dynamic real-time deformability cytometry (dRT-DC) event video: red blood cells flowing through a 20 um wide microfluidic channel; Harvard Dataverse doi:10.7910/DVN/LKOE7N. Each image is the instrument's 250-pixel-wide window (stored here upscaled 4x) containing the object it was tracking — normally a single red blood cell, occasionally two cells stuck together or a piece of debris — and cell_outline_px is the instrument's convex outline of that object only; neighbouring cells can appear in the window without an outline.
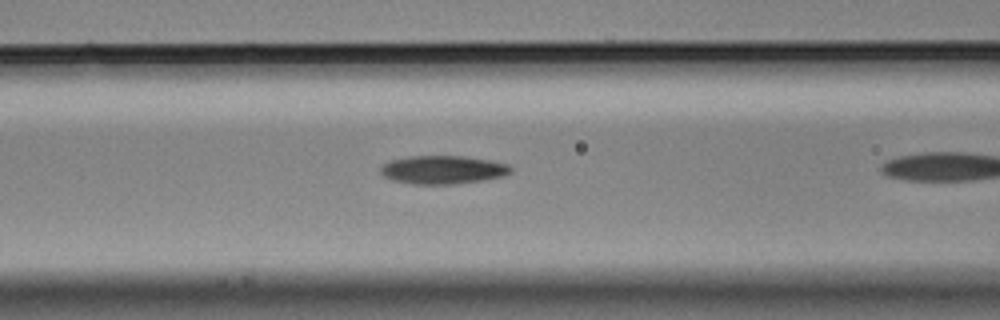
{"species": "Egyptian fruit bat (a non-hibernating species)", "species_latin": "Rousettus aegyptiacus", "temperature_condition": "cold", "stored_images_in_passage": 26, "camera_frame_rate_fps": 3000, "um_per_image_px": 0.085, "animal": {"sex": "male"}, "frame": {"image": 1, "passage_image": 4, "time_ms": 1.0, "image_size_px": [1000, 320], "cell_outline_px": [[512, 172], [504, 176], [484, 180], [456, 184], [412, 184], [392, 180], [384, 176], [380, 172], [380, 168], [388, 160], [408, 156], [464, 156], [488, 160], [508, 164], [512, 168]], "centroid_in_image_um": [37.63, 14.43], "position_along_channel_um": 129.0, "area_um2": 21.68}}
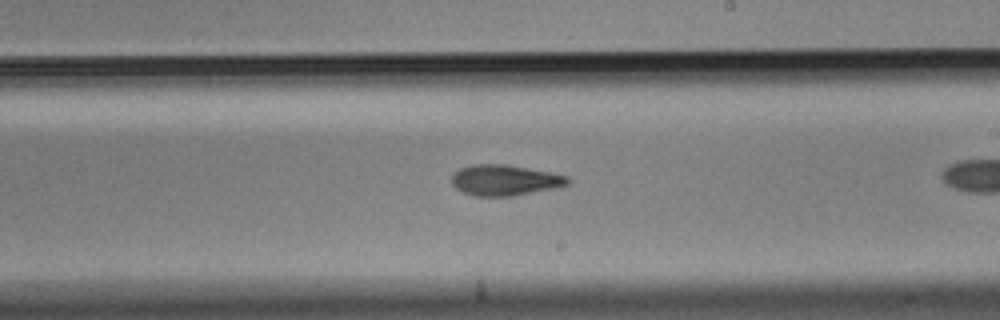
{"frame": {"image": 2, "passage_image": 14, "time_ms": 4.333, "image_size_px": [1000, 320], "cell_outline_px": [[572, 180], [568, 184], [560, 188], [516, 196], [472, 196], [456, 188], [452, 184], [452, 172], [460, 168], [472, 164], [504, 164], [552, 172], [568, 176]], "centroid_in_image_um": [42.96, 15.32], "position_along_channel_um": 246.0, "area_um2": 21.27}}
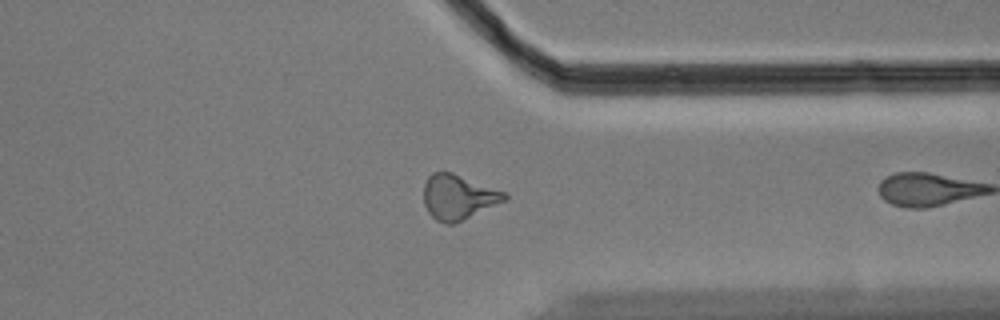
{"frame": {"image": 3, "passage_image": 25, "time_ms": 8.0, "image_size_px": [1000, 320], "cell_outline_px": [[508, 200], [452, 224], [444, 224], [436, 220], [428, 212], [424, 204], [424, 184], [428, 176], [432, 172], [452, 172], [508, 192]], "centroid_in_image_um": [38.98, 16.73], "position_along_channel_um": 372.4, "area_um2": 21.33}}